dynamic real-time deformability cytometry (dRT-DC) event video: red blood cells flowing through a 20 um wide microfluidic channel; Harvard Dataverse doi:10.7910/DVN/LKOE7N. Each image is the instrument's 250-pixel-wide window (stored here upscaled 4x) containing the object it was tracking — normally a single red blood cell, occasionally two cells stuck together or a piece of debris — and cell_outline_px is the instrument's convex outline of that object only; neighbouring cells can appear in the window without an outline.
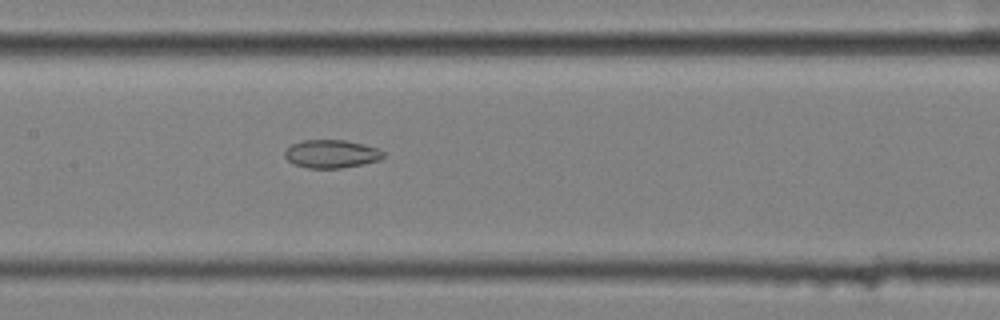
{"species": "common noctule bat (a hibernating species)", "species_latin": "Nyctalus noctula", "temperature_condition": "cold", "stored_images_in_passage": 6, "camera_frame_rate_fps": 3000, "um_per_image_px": 0.085, "animal": {"sex": "female", "body_mass_g": 25.1}, "frame": {"image": 1, "passage_image": 6, "time_ms": 1.667, "image_size_px": [1000, 320], "cell_outline_px": [[384, 156], [380, 160], [340, 168], [308, 168], [292, 164], [284, 156], [284, 152], [292, 144], [304, 140], [344, 140], [364, 144], [380, 148], [384, 152]], "centroid_in_image_um": [28.17, 13.08], "position_along_channel_um": 179.2, "area_um2": 16.18}}